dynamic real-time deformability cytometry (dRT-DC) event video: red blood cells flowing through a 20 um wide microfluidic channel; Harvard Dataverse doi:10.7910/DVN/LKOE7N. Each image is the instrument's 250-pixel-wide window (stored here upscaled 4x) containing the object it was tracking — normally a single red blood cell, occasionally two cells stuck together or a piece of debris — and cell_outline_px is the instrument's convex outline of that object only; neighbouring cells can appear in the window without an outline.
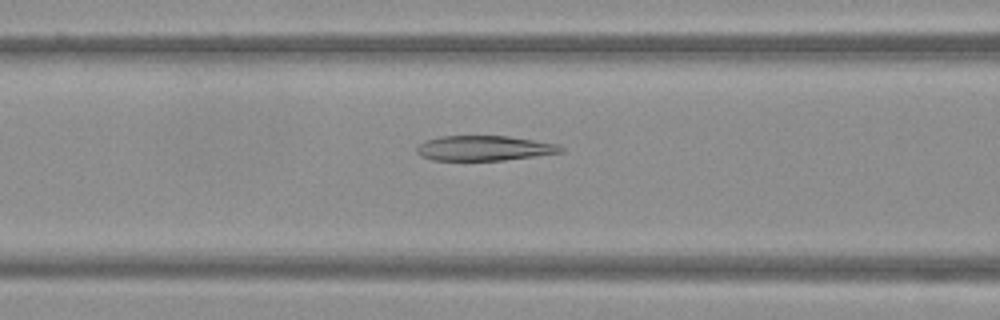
{"species": "Egyptian fruit bat (a non-hibernating species)", "species_latin": "Rousettus aegyptiacus", "temperature_condition": "warm", "stored_images_in_passage": 50, "camera_frame_rate_fps": 3000, "um_per_image_px": 0.085, "frame": {"image": 1, "passage_image": 21, "time_ms": 6.667, "image_size_px": [1000, 320], "cell_outline_px": [[564, 152], [536, 156], [504, 160], [432, 160], [420, 156], [416, 152], [416, 148], [424, 140], [440, 136], [508, 136], [560, 144], [564, 148]], "centroid_in_image_um": [41.17, 12.59], "position_along_channel_um": 125.4, "area_um2": 21.15}}
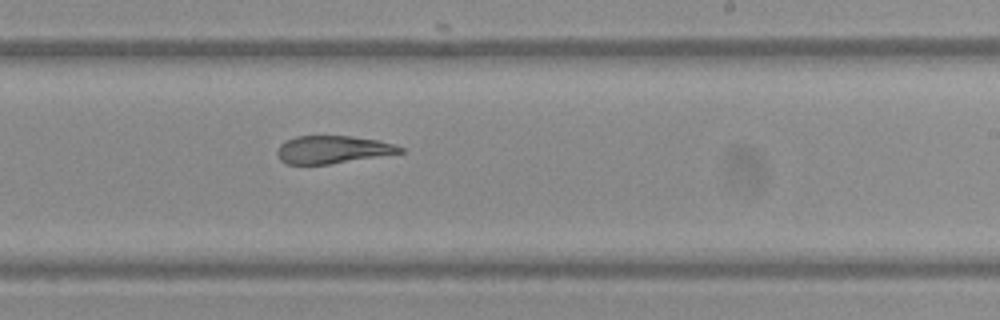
{"frame": {"image": 2, "passage_image": 31, "time_ms": 10.0, "image_size_px": [1000, 320], "cell_outline_px": [[404, 152], [328, 164], [284, 164], [280, 160], [276, 152], [280, 144], [284, 140], [296, 136], [352, 136], [380, 140], [396, 144], [404, 148]], "centroid_in_image_um": [28.26, 12.7], "position_along_channel_um": 260.7, "area_um2": 19.94}}
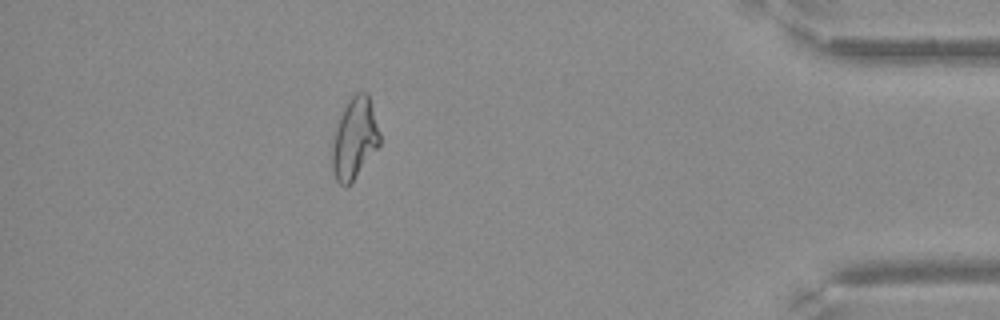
{"frame": {"image": 3, "passage_image": 45, "time_ms": 14.667, "image_size_px": [1000, 320], "cell_outline_px": [[380, 144], [352, 180], [344, 188], [336, 180], [332, 168], [332, 140], [340, 116], [348, 100], [356, 92], [368, 92], [380, 132]], "centroid_in_image_um": [30.13, 11.74], "position_along_channel_um": 405.1, "area_um2": 22.2}}